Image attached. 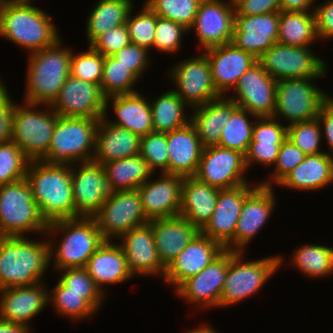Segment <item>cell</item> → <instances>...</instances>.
<instances>
[{
    "label": "cell",
    "instance_id": "obj_1",
    "mask_svg": "<svg viewBox=\"0 0 333 333\" xmlns=\"http://www.w3.org/2000/svg\"><path fill=\"white\" fill-rule=\"evenodd\" d=\"M25 178L30 183L41 216L48 224L75 218L71 165L30 161Z\"/></svg>",
    "mask_w": 333,
    "mask_h": 333
},
{
    "label": "cell",
    "instance_id": "obj_2",
    "mask_svg": "<svg viewBox=\"0 0 333 333\" xmlns=\"http://www.w3.org/2000/svg\"><path fill=\"white\" fill-rule=\"evenodd\" d=\"M32 1L0 3V36L33 53L54 45L60 34L52 17Z\"/></svg>",
    "mask_w": 333,
    "mask_h": 333
},
{
    "label": "cell",
    "instance_id": "obj_3",
    "mask_svg": "<svg viewBox=\"0 0 333 333\" xmlns=\"http://www.w3.org/2000/svg\"><path fill=\"white\" fill-rule=\"evenodd\" d=\"M26 236L0 237V290L44 281L50 265L49 242Z\"/></svg>",
    "mask_w": 333,
    "mask_h": 333
},
{
    "label": "cell",
    "instance_id": "obj_4",
    "mask_svg": "<svg viewBox=\"0 0 333 333\" xmlns=\"http://www.w3.org/2000/svg\"><path fill=\"white\" fill-rule=\"evenodd\" d=\"M53 233L64 235L57 244H53V238L48 239L50 263L54 261L52 267L57 271L84 268L89 258L105 241L94 218L79 217L50 222L45 234L51 236ZM54 247L57 249L54 250Z\"/></svg>",
    "mask_w": 333,
    "mask_h": 333
},
{
    "label": "cell",
    "instance_id": "obj_5",
    "mask_svg": "<svg viewBox=\"0 0 333 333\" xmlns=\"http://www.w3.org/2000/svg\"><path fill=\"white\" fill-rule=\"evenodd\" d=\"M59 39L54 45L30 53L24 102L51 105L70 75L72 50ZM63 46V47H62Z\"/></svg>",
    "mask_w": 333,
    "mask_h": 333
},
{
    "label": "cell",
    "instance_id": "obj_6",
    "mask_svg": "<svg viewBox=\"0 0 333 333\" xmlns=\"http://www.w3.org/2000/svg\"><path fill=\"white\" fill-rule=\"evenodd\" d=\"M99 120L59 116L48 153L42 160L67 165L93 161Z\"/></svg>",
    "mask_w": 333,
    "mask_h": 333
},
{
    "label": "cell",
    "instance_id": "obj_7",
    "mask_svg": "<svg viewBox=\"0 0 333 333\" xmlns=\"http://www.w3.org/2000/svg\"><path fill=\"white\" fill-rule=\"evenodd\" d=\"M47 228L26 178L0 185V237L45 234Z\"/></svg>",
    "mask_w": 333,
    "mask_h": 333
},
{
    "label": "cell",
    "instance_id": "obj_8",
    "mask_svg": "<svg viewBox=\"0 0 333 333\" xmlns=\"http://www.w3.org/2000/svg\"><path fill=\"white\" fill-rule=\"evenodd\" d=\"M243 251L229 250V265L220 298V307L239 304L255 295L282 265L283 256L245 261Z\"/></svg>",
    "mask_w": 333,
    "mask_h": 333
},
{
    "label": "cell",
    "instance_id": "obj_9",
    "mask_svg": "<svg viewBox=\"0 0 333 333\" xmlns=\"http://www.w3.org/2000/svg\"><path fill=\"white\" fill-rule=\"evenodd\" d=\"M23 103L14 106L11 140L30 161L42 160L48 153L59 115L48 104ZM40 106L47 108L40 111Z\"/></svg>",
    "mask_w": 333,
    "mask_h": 333
},
{
    "label": "cell",
    "instance_id": "obj_10",
    "mask_svg": "<svg viewBox=\"0 0 333 333\" xmlns=\"http://www.w3.org/2000/svg\"><path fill=\"white\" fill-rule=\"evenodd\" d=\"M314 79L319 78L278 80L273 118L283 117L286 126L316 119L328 94L314 84Z\"/></svg>",
    "mask_w": 333,
    "mask_h": 333
},
{
    "label": "cell",
    "instance_id": "obj_11",
    "mask_svg": "<svg viewBox=\"0 0 333 333\" xmlns=\"http://www.w3.org/2000/svg\"><path fill=\"white\" fill-rule=\"evenodd\" d=\"M257 61L276 81L295 78H322L327 73L323 59L310 47L274 43Z\"/></svg>",
    "mask_w": 333,
    "mask_h": 333
},
{
    "label": "cell",
    "instance_id": "obj_12",
    "mask_svg": "<svg viewBox=\"0 0 333 333\" xmlns=\"http://www.w3.org/2000/svg\"><path fill=\"white\" fill-rule=\"evenodd\" d=\"M71 179L75 218H93L105 200L115 193L104 166L95 161L71 165Z\"/></svg>",
    "mask_w": 333,
    "mask_h": 333
},
{
    "label": "cell",
    "instance_id": "obj_13",
    "mask_svg": "<svg viewBox=\"0 0 333 333\" xmlns=\"http://www.w3.org/2000/svg\"><path fill=\"white\" fill-rule=\"evenodd\" d=\"M93 218L105 240L118 239L122 234L149 222L138 189L115 191Z\"/></svg>",
    "mask_w": 333,
    "mask_h": 333
},
{
    "label": "cell",
    "instance_id": "obj_14",
    "mask_svg": "<svg viewBox=\"0 0 333 333\" xmlns=\"http://www.w3.org/2000/svg\"><path fill=\"white\" fill-rule=\"evenodd\" d=\"M170 70L168 74L176 87L172 90L191 109L221 97L213 84L210 63L203 52L176 63Z\"/></svg>",
    "mask_w": 333,
    "mask_h": 333
},
{
    "label": "cell",
    "instance_id": "obj_15",
    "mask_svg": "<svg viewBox=\"0 0 333 333\" xmlns=\"http://www.w3.org/2000/svg\"><path fill=\"white\" fill-rule=\"evenodd\" d=\"M246 171L244 154L211 145L204 147L195 177L218 189H230L249 183Z\"/></svg>",
    "mask_w": 333,
    "mask_h": 333
},
{
    "label": "cell",
    "instance_id": "obj_16",
    "mask_svg": "<svg viewBox=\"0 0 333 333\" xmlns=\"http://www.w3.org/2000/svg\"><path fill=\"white\" fill-rule=\"evenodd\" d=\"M277 81L272 78L257 61L239 78L229 96L235 104L252 115L273 117L276 105Z\"/></svg>",
    "mask_w": 333,
    "mask_h": 333
},
{
    "label": "cell",
    "instance_id": "obj_17",
    "mask_svg": "<svg viewBox=\"0 0 333 333\" xmlns=\"http://www.w3.org/2000/svg\"><path fill=\"white\" fill-rule=\"evenodd\" d=\"M50 106L59 116L101 119L106 113V97L100 85L69 75Z\"/></svg>",
    "mask_w": 333,
    "mask_h": 333
},
{
    "label": "cell",
    "instance_id": "obj_18",
    "mask_svg": "<svg viewBox=\"0 0 333 333\" xmlns=\"http://www.w3.org/2000/svg\"><path fill=\"white\" fill-rule=\"evenodd\" d=\"M235 6L232 0H202L192 29L203 50L232 43Z\"/></svg>",
    "mask_w": 333,
    "mask_h": 333
},
{
    "label": "cell",
    "instance_id": "obj_19",
    "mask_svg": "<svg viewBox=\"0 0 333 333\" xmlns=\"http://www.w3.org/2000/svg\"><path fill=\"white\" fill-rule=\"evenodd\" d=\"M229 250H224L205 269L182 282L176 289L177 297L201 308H220V298L227 276Z\"/></svg>",
    "mask_w": 333,
    "mask_h": 333
},
{
    "label": "cell",
    "instance_id": "obj_20",
    "mask_svg": "<svg viewBox=\"0 0 333 333\" xmlns=\"http://www.w3.org/2000/svg\"><path fill=\"white\" fill-rule=\"evenodd\" d=\"M274 187L259 184L246 198L234 237L224 246L231 251H245L246 246L258 234L274 211L276 199Z\"/></svg>",
    "mask_w": 333,
    "mask_h": 333
},
{
    "label": "cell",
    "instance_id": "obj_21",
    "mask_svg": "<svg viewBox=\"0 0 333 333\" xmlns=\"http://www.w3.org/2000/svg\"><path fill=\"white\" fill-rule=\"evenodd\" d=\"M250 183L219 190L214 212L200 230L202 234L219 242L223 247L234 237L245 198L259 185Z\"/></svg>",
    "mask_w": 333,
    "mask_h": 333
},
{
    "label": "cell",
    "instance_id": "obj_22",
    "mask_svg": "<svg viewBox=\"0 0 333 333\" xmlns=\"http://www.w3.org/2000/svg\"><path fill=\"white\" fill-rule=\"evenodd\" d=\"M151 177L137 189L147 219H162L179 216L183 177L162 172L158 179Z\"/></svg>",
    "mask_w": 333,
    "mask_h": 333
},
{
    "label": "cell",
    "instance_id": "obj_23",
    "mask_svg": "<svg viewBox=\"0 0 333 333\" xmlns=\"http://www.w3.org/2000/svg\"><path fill=\"white\" fill-rule=\"evenodd\" d=\"M217 241L200 231L166 268L164 283L177 288L186 279L205 269L223 251Z\"/></svg>",
    "mask_w": 333,
    "mask_h": 333
},
{
    "label": "cell",
    "instance_id": "obj_24",
    "mask_svg": "<svg viewBox=\"0 0 333 333\" xmlns=\"http://www.w3.org/2000/svg\"><path fill=\"white\" fill-rule=\"evenodd\" d=\"M133 276H165L166 267L162 264L154 242L153 230L149 224L132 229L118 238ZM123 240V241H122Z\"/></svg>",
    "mask_w": 333,
    "mask_h": 333
},
{
    "label": "cell",
    "instance_id": "obj_25",
    "mask_svg": "<svg viewBox=\"0 0 333 333\" xmlns=\"http://www.w3.org/2000/svg\"><path fill=\"white\" fill-rule=\"evenodd\" d=\"M279 12L235 15L232 43L258 59L278 41Z\"/></svg>",
    "mask_w": 333,
    "mask_h": 333
},
{
    "label": "cell",
    "instance_id": "obj_26",
    "mask_svg": "<svg viewBox=\"0 0 333 333\" xmlns=\"http://www.w3.org/2000/svg\"><path fill=\"white\" fill-rule=\"evenodd\" d=\"M210 63L212 81L221 96L234 89L239 78L257 59L237 48L233 43L215 46L203 51Z\"/></svg>",
    "mask_w": 333,
    "mask_h": 333
},
{
    "label": "cell",
    "instance_id": "obj_27",
    "mask_svg": "<svg viewBox=\"0 0 333 333\" xmlns=\"http://www.w3.org/2000/svg\"><path fill=\"white\" fill-rule=\"evenodd\" d=\"M44 286V282H41L32 286L1 289L0 318L32 330L30 320L49 304V291Z\"/></svg>",
    "mask_w": 333,
    "mask_h": 333
},
{
    "label": "cell",
    "instance_id": "obj_28",
    "mask_svg": "<svg viewBox=\"0 0 333 333\" xmlns=\"http://www.w3.org/2000/svg\"><path fill=\"white\" fill-rule=\"evenodd\" d=\"M167 147L169 174L183 178L195 176L204 146L191 121L167 133Z\"/></svg>",
    "mask_w": 333,
    "mask_h": 333
},
{
    "label": "cell",
    "instance_id": "obj_29",
    "mask_svg": "<svg viewBox=\"0 0 333 333\" xmlns=\"http://www.w3.org/2000/svg\"><path fill=\"white\" fill-rule=\"evenodd\" d=\"M107 113L99 120L93 161L104 164L140 154L141 137L110 123Z\"/></svg>",
    "mask_w": 333,
    "mask_h": 333
},
{
    "label": "cell",
    "instance_id": "obj_30",
    "mask_svg": "<svg viewBox=\"0 0 333 333\" xmlns=\"http://www.w3.org/2000/svg\"><path fill=\"white\" fill-rule=\"evenodd\" d=\"M114 242L105 240L84 267L102 293L106 284H120L134 277L121 246Z\"/></svg>",
    "mask_w": 333,
    "mask_h": 333
},
{
    "label": "cell",
    "instance_id": "obj_31",
    "mask_svg": "<svg viewBox=\"0 0 333 333\" xmlns=\"http://www.w3.org/2000/svg\"><path fill=\"white\" fill-rule=\"evenodd\" d=\"M148 224L153 230L158 256L166 268L199 232L181 216L153 219Z\"/></svg>",
    "mask_w": 333,
    "mask_h": 333
},
{
    "label": "cell",
    "instance_id": "obj_32",
    "mask_svg": "<svg viewBox=\"0 0 333 333\" xmlns=\"http://www.w3.org/2000/svg\"><path fill=\"white\" fill-rule=\"evenodd\" d=\"M287 138V126L273 117L255 118L252 140L245 154L247 169L253 163L275 165L279 149ZM251 164V165H250Z\"/></svg>",
    "mask_w": 333,
    "mask_h": 333
},
{
    "label": "cell",
    "instance_id": "obj_33",
    "mask_svg": "<svg viewBox=\"0 0 333 333\" xmlns=\"http://www.w3.org/2000/svg\"><path fill=\"white\" fill-rule=\"evenodd\" d=\"M147 98L139 92L106 98V113L110 108L108 104L111 102L112 110L116 115V119L109 122L140 137L153 132L152 110L150 100Z\"/></svg>",
    "mask_w": 333,
    "mask_h": 333
},
{
    "label": "cell",
    "instance_id": "obj_34",
    "mask_svg": "<svg viewBox=\"0 0 333 333\" xmlns=\"http://www.w3.org/2000/svg\"><path fill=\"white\" fill-rule=\"evenodd\" d=\"M219 190L195 176L183 178L179 216L200 231L214 212Z\"/></svg>",
    "mask_w": 333,
    "mask_h": 333
},
{
    "label": "cell",
    "instance_id": "obj_35",
    "mask_svg": "<svg viewBox=\"0 0 333 333\" xmlns=\"http://www.w3.org/2000/svg\"><path fill=\"white\" fill-rule=\"evenodd\" d=\"M333 183V156L329 152L306 155L303 162L277 185L294 190L314 191Z\"/></svg>",
    "mask_w": 333,
    "mask_h": 333
},
{
    "label": "cell",
    "instance_id": "obj_36",
    "mask_svg": "<svg viewBox=\"0 0 333 333\" xmlns=\"http://www.w3.org/2000/svg\"><path fill=\"white\" fill-rule=\"evenodd\" d=\"M237 108L235 102L227 96L192 108L191 123L204 147L219 143L222 128Z\"/></svg>",
    "mask_w": 333,
    "mask_h": 333
},
{
    "label": "cell",
    "instance_id": "obj_37",
    "mask_svg": "<svg viewBox=\"0 0 333 333\" xmlns=\"http://www.w3.org/2000/svg\"><path fill=\"white\" fill-rule=\"evenodd\" d=\"M57 281L53 290L49 291V305H54L56 313L60 316L80 321L89 318L101 307L104 293L69 292V288Z\"/></svg>",
    "mask_w": 333,
    "mask_h": 333
},
{
    "label": "cell",
    "instance_id": "obj_38",
    "mask_svg": "<svg viewBox=\"0 0 333 333\" xmlns=\"http://www.w3.org/2000/svg\"><path fill=\"white\" fill-rule=\"evenodd\" d=\"M132 0H99L86 21V38L90 46L108 30L126 23L133 9Z\"/></svg>",
    "mask_w": 333,
    "mask_h": 333
},
{
    "label": "cell",
    "instance_id": "obj_39",
    "mask_svg": "<svg viewBox=\"0 0 333 333\" xmlns=\"http://www.w3.org/2000/svg\"><path fill=\"white\" fill-rule=\"evenodd\" d=\"M316 40L319 39L314 12H279L278 43L311 47Z\"/></svg>",
    "mask_w": 333,
    "mask_h": 333
},
{
    "label": "cell",
    "instance_id": "obj_40",
    "mask_svg": "<svg viewBox=\"0 0 333 333\" xmlns=\"http://www.w3.org/2000/svg\"><path fill=\"white\" fill-rule=\"evenodd\" d=\"M150 106L154 132H172L191 121L185 112L190 107L172 89L151 100Z\"/></svg>",
    "mask_w": 333,
    "mask_h": 333
},
{
    "label": "cell",
    "instance_id": "obj_41",
    "mask_svg": "<svg viewBox=\"0 0 333 333\" xmlns=\"http://www.w3.org/2000/svg\"><path fill=\"white\" fill-rule=\"evenodd\" d=\"M102 165L104 166L106 177L115 191L137 189L153 173L140 154Z\"/></svg>",
    "mask_w": 333,
    "mask_h": 333
},
{
    "label": "cell",
    "instance_id": "obj_42",
    "mask_svg": "<svg viewBox=\"0 0 333 333\" xmlns=\"http://www.w3.org/2000/svg\"><path fill=\"white\" fill-rule=\"evenodd\" d=\"M292 255L291 264L307 277L333 274V247L308 244L297 248Z\"/></svg>",
    "mask_w": 333,
    "mask_h": 333
},
{
    "label": "cell",
    "instance_id": "obj_43",
    "mask_svg": "<svg viewBox=\"0 0 333 333\" xmlns=\"http://www.w3.org/2000/svg\"><path fill=\"white\" fill-rule=\"evenodd\" d=\"M249 116L250 118H258L247 110L238 107L222 128L220 140L217 145L237 150L245 155L252 140V129L255 122L252 121L253 123H250Z\"/></svg>",
    "mask_w": 333,
    "mask_h": 333
},
{
    "label": "cell",
    "instance_id": "obj_44",
    "mask_svg": "<svg viewBox=\"0 0 333 333\" xmlns=\"http://www.w3.org/2000/svg\"><path fill=\"white\" fill-rule=\"evenodd\" d=\"M138 80L128 67L123 66L113 56H105L100 86L106 98L137 92L133 87Z\"/></svg>",
    "mask_w": 333,
    "mask_h": 333
},
{
    "label": "cell",
    "instance_id": "obj_45",
    "mask_svg": "<svg viewBox=\"0 0 333 333\" xmlns=\"http://www.w3.org/2000/svg\"><path fill=\"white\" fill-rule=\"evenodd\" d=\"M202 0H145V4L157 15L173 20L188 30L193 25Z\"/></svg>",
    "mask_w": 333,
    "mask_h": 333
},
{
    "label": "cell",
    "instance_id": "obj_46",
    "mask_svg": "<svg viewBox=\"0 0 333 333\" xmlns=\"http://www.w3.org/2000/svg\"><path fill=\"white\" fill-rule=\"evenodd\" d=\"M30 160L14 141L0 144V185L24 179Z\"/></svg>",
    "mask_w": 333,
    "mask_h": 333
},
{
    "label": "cell",
    "instance_id": "obj_47",
    "mask_svg": "<svg viewBox=\"0 0 333 333\" xmlns=\"http://www.w3.org/2000/svg\"><path fill=\"white\" fill-rule=\"evenodd\" d=\"M132 12L133 10L130 11L125 23L130 41L149 51L153 49L157 15L145 3L135 16L131 15Z\"/></svg>",
    "mask_w": 333,
    "mask_h": 333
},
{
    "label": "cell",
    "instance_id": "obj_48",
    "mask_svg": "<svg viewBox=\"0 0 333 333\" xmlns=\"http://www.w3.org/2000/svg\"><path fill=\"white\" fill-rule=\"evenodd\" d=\"M105 56L89 46L88 51L74 54L72 51L70 75L80 80L100 85L103 78Z\"/></svg>",
    "mask_w": 333,
    "mask_h": 333
},
{
    "label": "cell",
    "instance_id": "obj_49",
    "mask_svg": "<svg viewBox=\"0 0 333 333\" xmlns=\"http://www.w3.org/2000/svg\"><path fill=\"white\" fill-rule=\"evenodd\" d=\"M167 133L151 132L141 137L140 155L147 162L148 168L169 174Z\"/></svg>",
    "mask_w": 333,
    "mask_h": 333
},
{
    "label": "cell",
    "instance_id": "obj_50",
    "mask_svg": "<svg viewBox=\"0 0 333 333\" xmlns=\"http://www.w3.org/2000/svg\"><path fill=\"white\" fill-rule=\"evenodd\" d=\"M322 137L321 126L317 118L287 126V138L305 155L324 153L320 146L321 140H323Z\"/></svg>",
    "mask_w": 333,
    "mask_h": 333
},
{
    "label": "cell",
    "instance_id": "obj_51",
    "mask_svg": "<svg viewBox=\"0 0 333 333\" xmlns=\"http://www.w3.org/2000/svg\"><path fill=\"white\" fill-rule=\"evenodd\" d=\"M189 30L180 23L157 16L153 47L159 52L176 53L181 48V38ZM179 50V51H178Z\"/></svg>",
    "mask_w": 333,
    "mask_h": 333
},
{
    "label": "cell",
    "instance_id": "obj_52",
    "mask_svg": "<svg viewBox=\"0 0 333 333\" xmlns=\"http://www.w3.org/2000/svg\"><path fill=\"white\" fill-rule=\"evenodd\" d=\"M305 154L288 138H286L280 146L278 157L272 178L259 183L263 186L272 187V184H278L288 173L297 167L305 159ZM272 179V180H271Z\"/></svg>",
    "mask_w": 333,
    "mask_h": 333
},
{
    "label": "cell",
    "instance_id": "obj_53",
    "mask_svg": "<svg viewBox=\"0 0 333 333\" xmlns=\"http://www.w3.org/2000/svg\"><path fill=\"white\" fill-rule=\"evenodd\" d=\"M148 53L149 51L147 49L130 42L112 56L123 66L128 67L139 79L143 76L144 71L149 68L150 58L148 57Z\"/></svg>",
    "mask_w": 333,
    "mask_h": 333
},
{
    "label": "cell",
    "instance_id": "obj_54",
    "mask_svg": "<svg viewBox=\"0 0 333 333\" xmlns=\"http://www.w3.org/2000/svg\"><path fill=\"white\" fill-rule=\"evenodd\" d=\"M130 42L126 24H122L99 36L90 46L103 56H112Z\"/></svg>",
    "mask_w": 333,
    "mask_h": 333
},
{
    "label": "cell",
    "instance_id": "obj_55",
    "mask_svg": "<svg viewBox=\"0 0 333 333\" xmlns=\"http://www.w3.org/2000/svg\"><path fill=\"white\" fill-rule=\"evenodd\" d=\"M59 272L61 277L58 280L69 288V292L102 293L85 268H67Z\"/></svg>",
    "mask_w": 333,
    "mask_h": 333
},
{
    "label": "cell",
    "instance_id": "obj_56",
    "mask_svg": "<svg viewBox=\"0 0 333 333\" xmlns=\"http://www.w3.org/2000/svg\"><path fill=\"white\" fill-rule=\"evenodd\" d=\"M0 80V144L11 141L14 106L7 86Z\"/></svg>",
    "mask_w": 333,
    "mask_h": 333
},
{
    "label": "cell",
    "instance_id": "obj_57",
    "mask_svg": "<svg viewBox=\"0 0 333 333\" xmlns=\"http://www.w3.org/2000/svg\"><path fill=\"white\" fill-rule=\"evenodd\" d=\"M235 15H262L280 12V0H234Z\"/></svg>",
    "mask_w": 333,
    "mask_h": 333
},
{
    "label": "cell",
    "instance_id": "obj_58",
    "mask_svg": "<svg viewBox=\"0 0 333 333\" xmlns=\"http://www.w3.org/2000/svg\"><path fill=\"white\" fill-rule=\"evenodd\" d=\"M315 13L316 32L319 40L333 38V0H328L312 9Z\"/></svg>",
    "mask_w": 333,
    "mask_h": 333
},
{
    "label": "cell",
    "instance_id": "obj_59",
    "mask_svg": "<svg viewBox=\"0 0 333 333\" xmlns=\"http://www.w3.org/2000/svg\"><path fill=\"white\" fill-rule=\"evenodd\" d=\"M328 95L320 108V112L317 119L321 126V133L324 136L326 143H328V149H330V155L333 156V99ZM324 134V135H323Z\"/></svg>",
    "mask_w": 333,
    "mask_h": 333
},
{
    "label": "cell",
    "instance_id": "obj_60",
    "mask_svg": "<svg viewBox=\"0 0 333 333\" xmlns=\"http://www.w3.org/2000/svg\"><path fill=\"white\" fill-rule=\"evenodd\" d=\"M315 0H280L281 11L286 12H314L312 6Z\"/></svg>",
    "mask_w": 333,
    "mask_h": 333
},
{
    "label": "cell",
    "instance_id": "obj_61",
    "mask_svg": "<svg viewBox=\"0 0 333 333\" xmlns=\"http://www.w3.org/2000/svg\"><path fill=\"white\" fill-rule=\"evenodd\" d=\"M0 333H31V329L25 325L2 320L0 318Z\"/></svg>",
    "mask_w": 333,
    "mask_h": 333
},
{
    "label": "cell",
    "instance_id": "obj_62",
    "mask_svg": "<svg viewBox=\"0 0 333 333\" xmlns=\"http://www.w3.org/2000/svg\"><path fill=\"white\" fill-rule=\"evenodd\" d=\"M204 324H200L198 328L190 329L186 333H218L211 325H208L205 322Z\"/></svg>",
    "mask_w": 333,
    "mask_h": 333
},
{
    "label": "cell",
    "instance_id": "obj_63",
    "mask_svg": "<svg viewBox=\"0 0 333 333\" xmlns=\"http://www.w3.org/2000/svg\"><path fill=\"white\" fill-rule=\"evenodd\" d=\"M6 1H30V0H0V3L6 2Z\"/></svg>",
    "mask_w": 333,
    "mask_h": 333
}]
</instances>
